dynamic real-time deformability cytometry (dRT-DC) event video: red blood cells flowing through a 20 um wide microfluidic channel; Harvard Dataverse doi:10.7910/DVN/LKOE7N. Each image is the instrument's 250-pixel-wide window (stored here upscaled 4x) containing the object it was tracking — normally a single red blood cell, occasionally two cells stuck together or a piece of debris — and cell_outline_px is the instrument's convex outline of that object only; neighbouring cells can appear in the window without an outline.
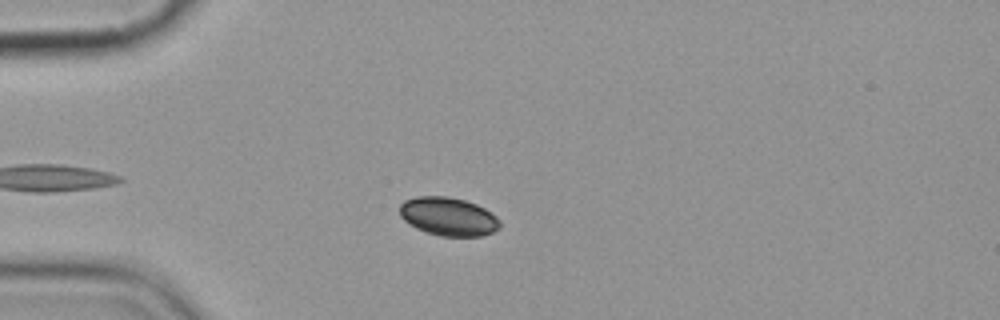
{"species": "common noctule bat (a hibernating species)", "species_latin": "Nyctalus noctula", "temperature_condition": "cold", "stored_images_in_passage": 4, "camera_frame_rate_fps": 3000, "um_per_image_px": 0.085, "animal": {"sex": "female", "body_mass_g": 19.9}, "frame": {"image": 1, "passage_image": 2, "time_ms": 1.0, "image_size_px": [1000, 320], "cell_outline_px": [[500, 228], [492, 232], [480, 236], [440, 236], [416, 228], [408, 224], [400, 216], [400, 204], [404, 200], [416, 196], [448, 196], [464, 200], [476, 204], [484, 208], [496, 216], [500, 220]], "centroid_in_image_um": [38.09, 18.4], "position_along_channel_um": 46.9, "area_um2": 22.48}}
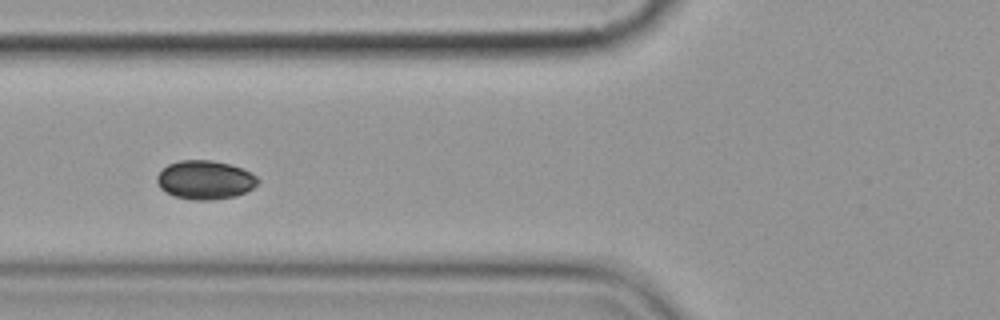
{"frame": {"image": 2, "passage_image": 4, "time_ms": 3.333, "image_size_px": [1000, 320], "cell_outline_px": [[260, 180], [252, 188], [236, 196], [212, 200], [192, 200], [176, 196], [160, 188], [156, 180], [156, 176], [168, 164], [180, 160], [212, 160], [228, 164], [240, 168], [256, 176]], "centroid_in_image_um": [17.41, 15.29], "position_along_channel_um": 108.4, "area_um2": 22.54}}